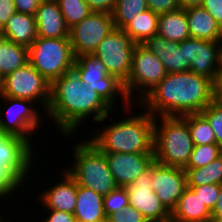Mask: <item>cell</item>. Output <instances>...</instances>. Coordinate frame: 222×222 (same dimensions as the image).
<instances>
[{
    "instance_id": "cell-33",
    "label": "cell",
    "mask_w": 222,
    "mask_h": 222,
    "mask_svg": "<svg viewBox=\"0 0 222 222\" xmlns=\"http://www.w3.org/2000/svg\"><path fill=\"white\" fill-rule=\"evenodd\" d=\"M128 206L129 200L125 187H117L109 194L104 196L103 207L106 217L117 210H119L120 213H124L125 207Z\"/></svg>"
},
{
    "instance_id": "cell-15",
    "label": "cell",
    "mask_w": 222,
    "mask_h": 222,
    "mask_svg": "<svg viewBox=\"0 0 222 222\" xmlns=\"http://www.w3.org/2000/svg\"><path fill=\"white\" fill-rule=\"evenodd\" d=\"M152 189L171 213L187 187L185 169L154 161L151 165Z\"/></svg>"
},
{
    "instance_id": "cell-19",
    "label": "cell",
    "mask_w": 222,
    "mask_h": 222,
    "mask_svg": "<svg viewBox=\"0 0 222 222\" xmlns=\"http://www.w3.org/2000/svg\"><path fill=\"white\" fill-rule=\"evenodd\" d=\"M34 16L37 37L69 38V28L57 0H42Z\"/></svg>"
},
{
    "instance_id": "cell-3",
    "label": "cell",
    "mask_w": 222,
    "mask_h": 222,
    "mask_svg": "<svg viewBox=\"0 0 222 222\" xmlns=\"http://www.w3.org/2000/svg\"><path fill=\"white\" fill-rule=\"evenodd\" d=\"M134 105L136 103L124 109V114L129 111L128 118L125 116L113 123L110 121L109 125H103L100 131H94L87 139L101 152L154 153L155 117L144 108L141 114L140 111L131 114Z\"/></svg>"
},
{
    "instance_id": "cell-4",
    "label": "cell",
    "mask_w": 222,
    "mask_h": 222,
    "mask_svg": "<svg viewBox=\"0 0 222 222\" xmlns=\"http://www.w3.org/2000/svg\"><path fill=\"white\" fill-rule=\"evenodd\" d=\"M193 147L189 126L181 116L155 117V161L172 167L184 168Z\"/></svg>"
},
{
    "instance_id": "cell-38",
    "label": "cell",
    "mask_w": 222,
    "mask_h": 222,
    "mask_svg": "<svg viewBox=\"0 0 222 222\" xmlns=\"http://www.w3.org/2000/svg\"><path fill=\"white\" fill-rule=\"evenodd\" d=\"M148 9L160 15L180 9L178 0H146Z\"/></svg>"
},
{
    "instance_id": "cell-8",
    "label": "cell",
    "mask_w": 222,
    "mask_h": 222,
    "mask_svg": "<svg viewBox=\"0 0 222 222\" xmlns=\"http://www.w3.org/2000/svg\"><path fill=\"white\" fill-rule=\"evenodd\" d=\"M166 75L167 72L160 59L143 44H136L132 54L131 72L123 84L128 99L131 103L137 104Z\"/></svg>"
},
{
    "instance_id": "cell-47",
    "label": "cell",
    "mask_w": 222,
    "mask_h": 222,
    "mask_svg": "<svg viewBox=\"0 0 222 222\" xmlns=\"http://www.w3.org/2000/svg\"><path fill=\"white\" fill-rule=\"evenodd\" d=\"M218 70H222V39L219 41V62Z\"/></svg>"
},
{
    "instance_id": "cell-40",
    "label": "cell",
    "mask_w": 222,
    "mask_h": 222,
    "mask_svg": "<svg viewBox=\"0 0 222 222\" xmlns=\"http://www.w3.org/2000/svg\"><path fill=\"white\" fill-rule=\"evenodd\" d=\"M45 211L49 216L41 219L43 220L42 222H77L72 213L53 209H46Z\"/></svg>"
},
{
    "instance_id": "cell-37",
    "label": "cell",
    "mask_w": 222,
    "mask_h": 222,
    "mask_svg": "<svg viewBox=\"0 0 222 222\" xmlns=\"http://www.w3.org/2000/svg\"><path fill=\"white\" fill-rule=\"evenodd\" d=\"M23 189L4 169H0V198L6 199ZM15 192V193H14Z\"/></svg>"
},
{
    "instance_id": "cell-46",
    "label": "cell",
    "mask_w": 222,
    "mask_h": 222,
    "mask_svg": "<svg viewBox=\"0 0 222 222\" xmlns=\"http://www.w3.org/2000/svg\"><path fill=\"white\" fill-rule=\"evenodd\" d=\"M180 9H188L191 7L201 6L203 0H178Z\"/></svg>"
},
{
    "instance_id": "cell-7",
    "label": "cell",
    "mask_w": 222,
    "mask_h": 222,
    "mask_svg": "<svg viewBox=\"0 0 222 222\" xmlns=\"http://www.w3.org/2000/svg\"><path fill=\"white\" fill-rule=\"evenodd\" d=\"M73 70L89 90L96 91L113 110L114 108L117 110L116 99L122 100L124 108L132 104L126 95L123 83L115 76L109 75L105 65L95 56H77Z\"/></svg>"
},
{
    "instance_id": "cell-24",
    "label": "cell",
    "mask_w": 222,
    "mask_h": 222,
    "mask_svg": "<svg viewBox=\"0 0 222 222\" xmlns=\"http://www.w3.org/2000/svg\"><path fill=\"white\" fill-rule=\"evenodd\" d=\"M185 10L190 37L208 41L222 39V29L219 24L202 6Z\"/></svg>"
},
{
    "instance_id": "cell-1",
    "label": "cell",
    "mask_w": 222,
    "mask_h": 222,
    "mask_svg": "<svg viewBox=\"0 0 222 222\" xmlns=\"http://www.w3.org/2000/svg\"><path fill=\"white\" fill-rule=\"evenodd\" d=\"M112 111L96 91L89 90L74 70L51 83L47 118L50 117L56 123L54 126L62 136L69 138L67 141L73 139V136L75 138L76 132L80 130L78 128L82 127V121L91 118L94 122L105 123L109 121Z\"/></svg>"
},
{
    "instance_id": "cell-9",
    "label": "cell",
    "mask_w": 222,
    "mask_h": 222,
    "mask_svg": "<svg viewBox=\"0 0 222 222\" xmlns=\"http://www.w3.org/2000/svg\"><path fill=\"white\" fill-rule=\"evenodd\" d=\"M0 99L2 100H0V103H4V106L6 104L9 105L4 112H2V106H0V135L18 136L26 140L32 147L36 146L32 143V140H35L33 135H36L33 132L39 130L43 119H41L42 115L39 112V108L32 106L33 103L35 105V102L27 99L2 96L1 94ZM41 120L42 123H40Z\"/></svg>"
},
{
    "instance_id": "cell-26",
    "label": "cell",
    "mask_w": 222,
    "mask_h": 222,
    "mask_svg": "<svg viewBox=\"0 0 222 222\" xmlns=\"http://www.w3.org/2000/svg\"><path fill=\"white\" fill-rule=\"evenodd\" d=\"M29 63V49L0 36V82L7 74Z\"/></svg>"
},
{
    "instance_id": "cell-45",
    "label": "cell",
    "mask_w": 222,
    "mask_h": 222,
    "mask_svg": "<svg viewBox=\"0 0 222 222\" xmlns=\"http://www.w3.org/2000/svg\"><path fill=\"white\" fill-rule=\"evenodd\" d=\"M212 219L211 220H221L222 221V184L220 185V194L216 201V204L211 211Z\"/></svg>"
},
{
    "instance_id": "cell-43",
    "label": "cell",
    "mask_w": 222,
    "mask_h": 222,
    "mask_svg": "<svg viewBox=\"0 0 222 222\" xmlns=\"http://www.w3.org/2000/svg\"><path fill=\"white\" fill-rule=\"evenodd\" d=\"M92 11L112 13L117 0H85Z\"/></svg>"
},
{
    "instance_id": "cell-42",
    "label": "cell",
    "mask_w": 222,
    "mask_h": 222,
    "mask_svg": "<svg viewBox=\"0 0 222 222\" xmlns=\"http://www.w3.org/2000/svg\"><path fill=\"white\" fill-rule=\"evenodd\" d=\"M18 13L34 16L42 0H13Z\"/></svg>"
},
{
    "instance_id": "cell-10",
    "label": "cell",
    "mask_w": 222,
    "mask_h": 222,
    "mask_svg": "<svg viewBox=\"0 0 222 222\" xmlns=\"http://www.w3.org/2000/svg\"><path fill=\"white\" fill-rule=\"evenodd\" d=\"M51 84L30 64L7 74L0 82V94L38 103L46 112ZM42 105V106H41Z\"/></svg>"
},
{
    "instance_id": "cell-35",
    "label": "cell",
    "mask_w": 222,
    "mask_h": 222,
    "mask_svg": "<svg viewBox=\"0 0 222 222\" xmlns=\"http://www.w3.org/2000/svg\"><path fill=\"white\" fill-rule=\"evenodd\" d=\"M191 188L200 199L205 203L210 211L213 210L216 201L220 194V185L218 184H207L201 186H187Z\"/></svg>"
},
{
    "instance_id": "cell-17",
    "label": "cell",
    "mask_w": 222,
    "mask_h": 222,
    "mask_svg": "<svg viewBox=\"0 0 222 222\" xmlns=\"http://www.w3.org/2000/svg\"><path fill=\"white\" fill-rule=\"evenodd\" d=\"M118 187H126L155 161L154 153L102 152Z\"/></svg>"
},
{
    "instance_id": "cell-28",
    "label": "cell",
    "mask_w": 222,
    "mask_h": 222,
    "mask_svg": "<svg viewBox=\"0 0 222 222\" xmlns=\"http://www.w3.org/2000/svg\"><path fill=\"white\" fill-rule=\"evenodd\" d=\"M187 186L222 184V154L201 168H186Z\"/></svg>"
},
{
    "instance_id": "cell-31",
    "label": "cell",
    "mask_w": 222,
    "mask_h": 222,
    "mask_svg": "<svg viewBox=\"0 0 222 222\" xmlns=\"http://www.w3.org/2000/svg\"><path fill=\"white\" fill-rule=\"evenodd\" d=\"M57 2L69 29L92 12L85 0H57Z\"/></svg>"
},
{
    "instance_id": "cell-20",
    "label": "cell",
    "mask_w": 222,
    "mask_h": 222,
    "mask_svg": "<svg viewBox=\"0 0 222 222\" xmlns=\"http://www.w3.org/2000/svg\"><path fill=\"white\" fill-rule=\"evenodd\" d=\"M143 45L160 59L167 73L190 71V63L185 62L184 48H180L178 42L155 34Z\"/></svg>"
},
{
    "instance_id": "cell-25",
    "label": "cell",
    "mask_w": 222,
    "mask_h": 222,
    "mask_svg": "<svg viewBox=\"0 0 222 222\" xmlns=\"http://www.w3.org/2000/svg\"><path fill=\"white\" fill-rule=\"evenodd\" d=\"M157 34L178 43L189 39L186 10L179 9L174 12L160 14L158 16Z\"/></svg>"
},
{
    "instance_id": "cell-23",
    "label": "cell",
    "mask_w": 222,
    "mask_h": 222,
    "mask_svg": "<svg viewBox=\"0 0 222 222\" xmlns=\"http://www.w3.org/2000/svg\"><path fill=\"white\" fill-rule=\"evenodd\" d=\"M0 36L29 48L37 39L35 16L16 12L8 19Z\"/></svg>"
},
{
    "instance_id": "cell-34",
    "label": "cell",
    "mask_w": 222,
    "mask_h": 222,
    "mask_svg": "<svg viewBox=\"0 0 222 222\" xmlns=\"http://www.w3.org/2000/svg\"><path fill=\"white\" fill-rule=\"evenodd\" d=\"M201 114L212 127L216 137V144L222 148V102L212 101Z\"/></svg>"
},
{
    "instance_id": "cell-6",
    "label": "cell",
    "mask_w": 222,
    "mask_h": 222,
    "mask_svg": "<svg viewBox=\"0 0 222 222\" xmlns=\"http://www.w3.org/2000/svg\"><path fill=\"white\" fill-rule=\"evenodd\" d=\"M29 63L51 84L73 70L75 55L69 38H42L32 43Z\"/></svg>"
},
{
    "instance_id": "cell-18",
    "label": "cell",
    "mask_w": 222,
    "mask_h": 222,
    "mask_svg": "<svg viewBox=\"0 0 222 222\" xmlns=\"http://www.w3.org/2000/svg\"><path fill=\"white\" fill-rule=\"evenodd\" d=\"M63 173V174H62ZM60 182L56 181L53 186L47 187V190L39 191V202L45 209L65 211L74 214L76 207L77 182L66 171L60 174ZM62 179V181H61ZM42 203V204H41Z\"/></svg>"
},
{
    "instance_id": "cell-48",
    "label": "cell",
    "mask_w": 222,
    "mask_h": 222,
    "mask_svg": "<svg viewBox=\"0 0 222 222\" xmlns=\"http://www.w3.org/2000/svg\"><path fill=\"white\" fill-rule=\"evenodd\" d=\"M0 199H1L0 202L3 200H4L3 202H6L5 200H8V199H2V198H0ZM0 211H1V209H0ZM2 215H3V212L2 213L0 212V219L3 217Z\"/></svg>"
},
{
    "instance_id": "cell-29",
    "label": "cell",
    "mask_w": 222,
    "mask_h": 222,
    "mask_svg": "<svg viewBox=\"0 0 222 222\" xmlns=\"http://www.w3.org/2000/svg\"><path fill=\"white\" fill-rule=\"evenodd\" d=\"M188 124L193 144H216L215 133L208 120L201 113L181 116Z\"/></svg>"
},
{
    "instance_id": "cell-50",
    "label": "cell",
    "mask_w": 222,
    "mask_h": 222,
    "mask_svg": "<svg viewBox=\"0 0 222 222\" xmlns=\"http://www.w3.org/2000/svg\"><path fill=\"white\" fill-rule=\"evenodd\" d=\"M211 222H222L221 220H211Z\"/></svg>"
},
{
    "instance_id": "cell-13",
    "label": "cell",
    "mask_w": 222,
    "mask_h": 222,
    "mask_svg": "<svg viewBox=\"0 0 222 222\" xmlns=\"http://www.w3.org/2000/svg\"><path fill=\"white\" fill-rule=\"evenodd\" d=\"M34 151L35 148L33 150L21 137L0 135V169H4L23 189L28 186V176H36L30 173L31 170L34 171L33 167H36L33 165L37 158Z\"/></svg>"
},
{
    "instance_id": "cell-5",
    "label": "cell",
    "mask_w": 222,
    "mask_h": 222,
    "mask_svg": "<svg viewBox=\"0 0 222 222\" xmlns=\"http://www.w3.org/2000/svg\"><path fill=\"white\" fill-rule=\"evenodd\" d=\"M79 142V143H78ZM73 146L74 163L66 171L75 179L77 185L94 190L105 196L116 189V184L105 153H102L92 142L79 140Z\"/></svg>"
},
{
    "instance_id": "cell-11",
    "label": "cell",
    "mask_w": 222,
    "mask_h": 222,
    "mask_svg": "<svg viewBox=\"0 0 222 222\" xmlns=\"http://www.w3.org/2000/svg\"><path fill=\"white\" fill-rule=\"evenodd\" d=\"M136 43L122 29L115 28L98 45L93 53L106 67L109 75L123 84L128 80L132 66V54Z\"/></svg>"
},
{
    "instance_id": "cell-2",
    "label": "cell",
    "mask_w": 222,
    "mask_h": 222,
    "mask_svg": "<svg viewBox=\"0 0 222 222\" xmlns=\"http://www.w3.org/2000/svg\"><path fill=\"white\" fill-rule=\"evenodd\" d=\"M211 79L192 71L167 75L140 101L154 117L201 113L212 102Z\"/></svg>"
},
{
    "instance_id": "cell-16",
    "label": "cell",
    "mask_w": 222,
    "mask_h": 222,
    "mask_svg": "<svg viewBox=\"0 0 222 222\" xmlns=\"http://www.w3.org/2000/svg\"><path fill=\"white\" fill-rule=\"evenodd\" d=\"M184 48L185 62L190 63V71L213 79L218 71L219 41L198 38L186 39L179 43Z\"/></svg>"
},
{
    "instance_id": "cell-36",
    "label": "cell",
    "mask_w": 222,
    "mask_h": 222,
    "mask_svg": "<svg viewBox=\"0 0 222 222\" xmlns=\"http://www.w3.org/2000/svg\"><path fill=\"white\" fill-rule=\"evenodd\" d=\"M106 222H149L145 216L136 208L131 206L125 207V212L119 210L106 217Z\"/></svg>"
},
{
    "instance_id": "cell-39",
    "label": "cell",
    "mask_w": 222,
    "mask_h": 222,
    "mask_svg": "<svg viewBox=\"0 0 222 222\" xmlns=\"http://www.w3.org/2000/svg\"><path fill=\"white\" fill-rule=\"evenodd\" d=\"M201 6L216 20L222 29V0H203Z\"/></svg>"
},
{
    "instance_id": "cell-49",
    "label": "cell",
    "mask_w": 222,
    "mask_h": 222,
    "mask_svg": "<svg viewBox=\"0 0 222 222\" xmlns=\"http://www.w3.org/2000/svg\"><path fill=\"white\" fill-rule=\"evenodd\" d=\"M5 219V220H4ZM0 222H10V220L4 218V216L0 219Z\"/></svg>"
},
{
    "instance_id": "cell-27",
    "label": "cell",
    "mask_w": 222,
    "mask_h": 222,
    "mask_svg": "<svg viewBox=\"0 0 222 222\" xmlns=\"http://www.w3.org/2000/svg\"><path fill=\"white\" fill-rule=\"evenodd\" d=\"M158 14L147 9L138 14L122 30L126 32L136 44H143L148 38L157 34Z\"/></svg>"
},
{
    "instance_id": "cell-30",
    "label": "cell",
    "mask_w": 222,
    "mask_h": 222,
    "mask_svg": "<svg viewBox=\"0 0 222 222\" xmlns=\"http://www.w3.org/2000/svg\"><path fill=\"white\" fill-rule=\"evenodd\" d=\"M147 9L146 0H117L111 13L115 28L123 29L138 14Z\"/></svg>"
},
{
    "instance_id": "cell-41",
    "label": "cell",
    "mask_w": 222,
    "mask_h": 222,
    "mask_svg": "<svg viewBox=\"0 0 222 222\" xmlns=\"http://www.w3.org/2000/svg\"><path fill=\"white\" fill-rule=\"evenodd\" d=\"M16 12L13 0H0V31L6 25L8 19Z\"/></svg>"
},
{
    "instance_id": "cell-12",
    "label": "cell",
    "mask_w": 222,
    "mask_h": 222,
    "mask_svg": "<svg viewBox=\"0 0 222 222\" xmlns=\"http://www.w3.org/2000/svg\"><path fill=\"white\" fill-rule=\"evenodd\" d=\"M115 29L111 13L92 11L69 29V39L75 57L93 55L98 45Z\"/></svg>"
},
{
    "instance_id": "cell-32",
    "label": "cell",
    "mask_w": 222,
    "mask_h": 222,
    "mask_svg": "<svg viewBox=\"0 0 222 222\" xmlns=\"http://www.w3.org/2000/svg\"><path fill=\"white\" fill-rule=\"evenodd\" d=\"M221 154L222 148L217 144L195 145L183 169L204 167Z\"/></svg>"
},
{
    "instance_id": "cell-21",
    "label": "cell",
    "mask_w": 222,
    "mask_h": 222,
    "mask_svg": "<svg viewBox=\"0 0 222 222\" xmlns=\"http://www.w3.org/2000/svg\"><path fill=\"white\" fill-rule=\"evenodd\" d=\"M211 219V211L199 195L186 187L171 212L170 222H208Z\"/></svg>"
},
{
    "instance_id": "cell-44",
    "label": "cell",
    "mask_w": 222,
    "mask_h": 222,
    "mask_svg": "<svg viewBox=\"0 0 222 222\" xmlns=\"http://www.w3.org/2000/svg\"><path fill=\"white\" fill-rule=\"evenodd\" d=\"M212 100L222 102V70H218L211 80Z\"/></svg>"
},
{
    "instance_id": "cell-22",
    "label": "cell",
    "mask_w": 222,
    "mask_h": 222,
    "mask_svg": "<svg viewBox=\"0 0 222 222\" xmlns=\"http://www.w3.org/2000/svg\"><path fill=\"white\" fill-rule=\"evenodd\" d=\"M104 196L90 188L77 185L74 216L77 222H106Z\"/></svg>"
},
{
    "instance_id": "cell-14",
    "label": "cell",
    "mask_w": 222,
    "mask_h": 222,
    "mask_svg": "<svg viewBox=\"0 0 222 222\" xmlns=\"http://www.w3.org/2000/svg\"><path fill=\"white\" fill-rule=\"evenodd\" d=\"M151 184L152 174L150 166L132 184H128L125 187L129 206L140 211L149 222H170L171 213L161 203Z\"/></svg>"
}]
</instances>
